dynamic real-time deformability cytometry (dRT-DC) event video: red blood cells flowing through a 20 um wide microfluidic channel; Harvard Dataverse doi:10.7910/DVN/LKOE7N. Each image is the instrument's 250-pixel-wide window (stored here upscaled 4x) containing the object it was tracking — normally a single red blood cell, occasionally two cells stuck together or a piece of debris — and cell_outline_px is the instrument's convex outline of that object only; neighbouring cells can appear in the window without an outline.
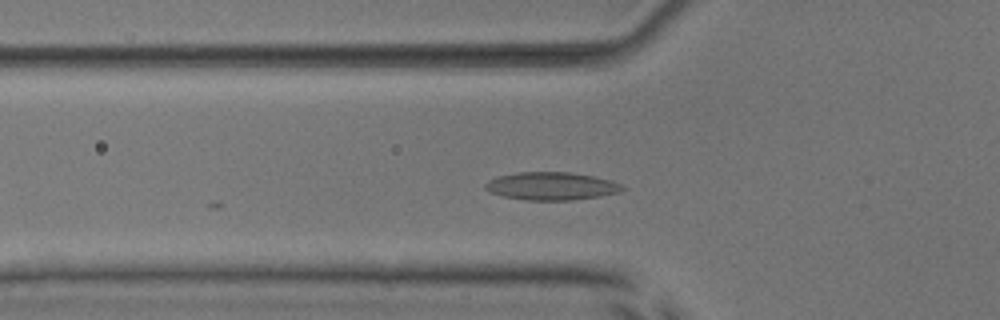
{"species": "common noctule bat (a hibernating species)", "species_latin": "Nyctalus noctula", "temperature_condition": "room temperature", "stored_images_in_passage": 23, "camera_frame_rate_fps": 3000, "um_per_image_px": 0.085, "animal": {"sex": "male", "body_mass_g": 17.9, "forearm_length_mm": 54.2}, "frame": {"image": 1, "passage_image": 3, "time_ms": 0.667, "image_size_px": [1000, 320], "cell_outline_px": [[624, 188], [620, 192], [600, 196], [572, 200], [524, 200], [504, 196], [488, 192], [484, 188], [484, 184], [488, 180], [500, 176], [520, 172], [568, 172], [596, 176], [612, 180], [620, 184]], "centroid_in_image_um": [46.87, 15.82], "position_along_channel_um": 78.9, "area_um2": 22.31}}